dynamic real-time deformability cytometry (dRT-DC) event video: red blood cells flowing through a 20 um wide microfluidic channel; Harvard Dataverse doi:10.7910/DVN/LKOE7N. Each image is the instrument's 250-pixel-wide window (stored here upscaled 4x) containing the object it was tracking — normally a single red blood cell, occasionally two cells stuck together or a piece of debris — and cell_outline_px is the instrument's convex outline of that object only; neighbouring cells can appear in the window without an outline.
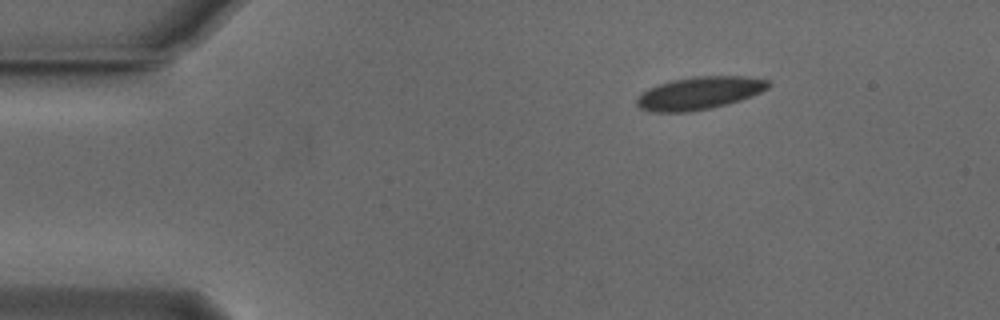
{"species": "Egyptian fruit bat (a non-hibernating species)", "species_latin": "Rousettus aegyptiacus", "temperature_condition": "cold", "stored_images_in_passage": 46, "camera_frame_rate_fps": 3000, "um_per_image_px": 0.085, "animal": {"sex": "male"}, "frame": {"image": 1, "passage_image": 1, "time_ms": 0.0, "image_size_px": [1000, 320], "cell_outline_px": [[772, 84], [768, 88], [760, 92], [740, 100], [708, 108], [684, 112], [652, 112], [640, 108], [636, 104], [636, 100], [640, 92], [656, 84], [672, 80], [692, 76], [744, 76], [772, 80]], "centroid_in_image_um": [59.42, 7.89], "position_along_channel_um": 25.6, "area_um2": 25.14}}
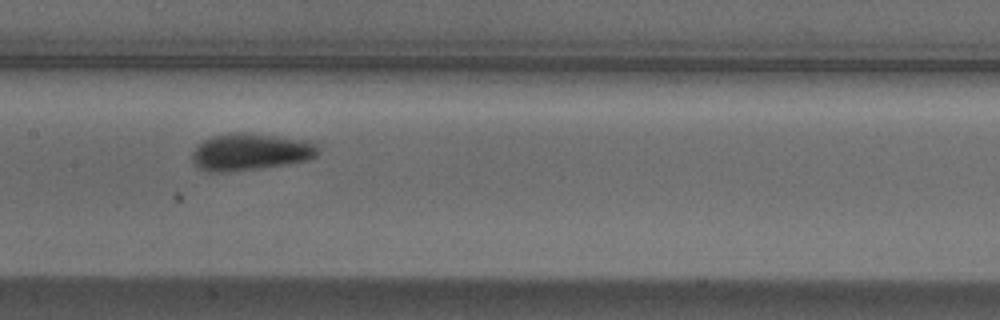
{"frame": {"image": 2, "passage_image": 19, "time_ms": 6.0, "image_size_px": [1000, 320], "cell_outline_px": [[320, 152], [316, 156], [308, 160], [284, 164], [224, 172], [208, 172], [200, 168], [192, 160], [192, 152], [204, 140], [212, 136], [228, 132], [244, 132], [316, 140], [320, 148]], "centroid_in_image_um": [21.36, 12.87], "position_along_channel_um": 186.0, "area_um2": 27.4}}
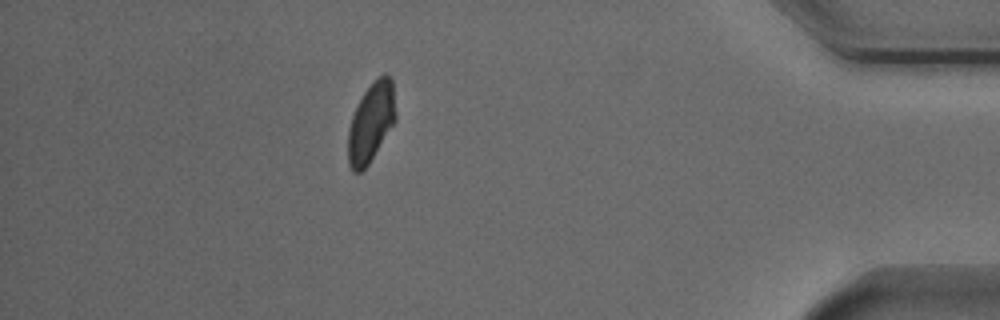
{"frame": {"image": 3, "passage_image": 40, "time_ms": 13.0, "image_size_px": [1000, 320], "cell_outline_px": [[396, 120], [368, 164], [360, 172], [352, 172], [348, 164], [348, 128], [352, 116], [364, 92], [380, 76], [392, 76], [396, 112]], "centroid_in_image_um": [31.54, 10.43], "position_along_channel_um": 403.7, "area_um2": 21.68}, "authors_computed_cell_mechanics": {"area_um2": 24.3627, "velocity_mm_per_s": 3.8002, "shape_relaxation_time_tau1_ms": 1.6456, "shape_relaxation_time_tau2_ms": 0.5743, "deformation_change_tau1": 0.0874, "deformation_change_tau2": 0.0522}}